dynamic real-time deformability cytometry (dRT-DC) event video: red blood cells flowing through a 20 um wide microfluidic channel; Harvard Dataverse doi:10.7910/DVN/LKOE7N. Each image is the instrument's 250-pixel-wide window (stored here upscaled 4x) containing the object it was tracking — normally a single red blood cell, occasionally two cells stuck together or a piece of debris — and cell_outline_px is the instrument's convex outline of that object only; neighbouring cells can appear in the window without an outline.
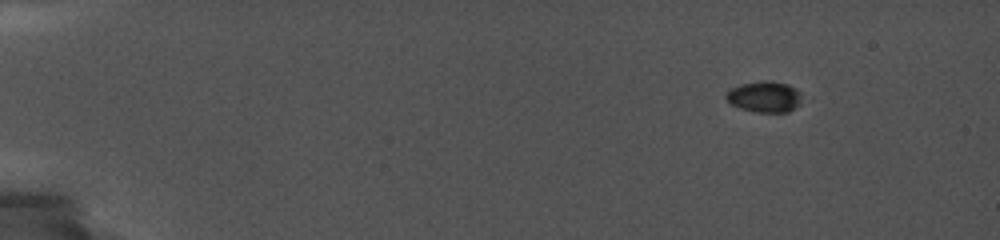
{"species": "common noctule bat (a hibernating species)", "species_latin": "Nyctalus noctula", "temperature_condition": "cold", "stored_images_in_passage": 57, "camera_frame_rate_fps": 5000, "um_per_image_px": 0.085, "animal": {"sex": "female", "body_mass_g": 19.0, "forearm_length_mm": 56.7}, "frame": {"image": 1, "passage_image": 1, "time_ms": 0.0, "image_size_px": [1000, 240], "cell_outline_px": [[796, 104], [788, 112], [760, 112], [740, 108], [732, 104], [724, 96], [732, 88], [744, 84], [768, 80], [772, 80], [784, 84], [792, 88], [796, 92]], "centroid_in_image_um": [64.87, 8.23], "position_along_channel_um": 20.1, "area_um2": 12.72}}
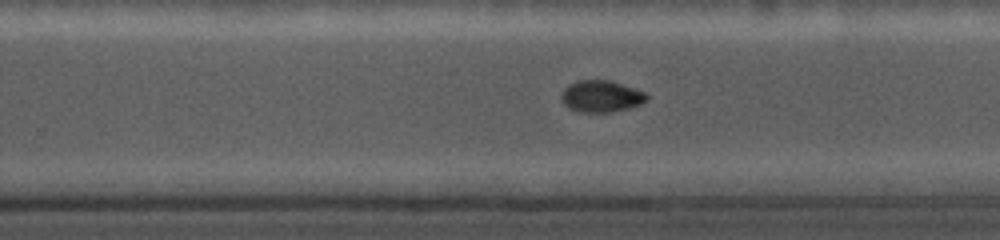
{"frame": {"image": 2, "passage_image": 48, "time_ms": 10.4, "image_size_px": [1000, 240], "cell_outline_px": [[648, 100], [640, 104], [628, 108], [612, 112], [580, 112], [568, 108], [564, 104], [560, 96], [564, 88], [568, 84], [580, 80], [608, 80], [644, 92], [648, 96]], "centroid_in_image_um": [51.07, 8.19], "position_along_channel_um": 278.7, "area_um2": 15.66}}
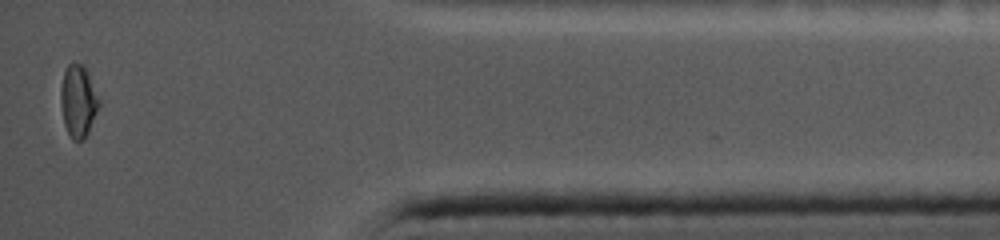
{"frame": {"image": 3, "passage_image": 57, "time_ms": 15.0, "image_size_px": [1000, 240], "cell_outline_px": [[100, 104], [88, 132], [84, 140], [72, 140], [64, 124], [60, 100], [60, 88], [64, 72], [68, 64], [72, 60], [84, 64], [88, 72], [100, 100]], "centroid_in_image_um": [6.64, 8.54], "position_along_channel_um": 428.6, "area_um2": 16.3}, "authors_computed_cell_mechanics": {"area_um2": 15.606, "velocity_mm_per_s": 3.7586, "shape_relaxation_time_tau1_ms": null, "shape_relaxation_time_tau2_ms": 2.3504, "deformation_change_tau1": null, "deformation_change_tau2": 0.0383}}